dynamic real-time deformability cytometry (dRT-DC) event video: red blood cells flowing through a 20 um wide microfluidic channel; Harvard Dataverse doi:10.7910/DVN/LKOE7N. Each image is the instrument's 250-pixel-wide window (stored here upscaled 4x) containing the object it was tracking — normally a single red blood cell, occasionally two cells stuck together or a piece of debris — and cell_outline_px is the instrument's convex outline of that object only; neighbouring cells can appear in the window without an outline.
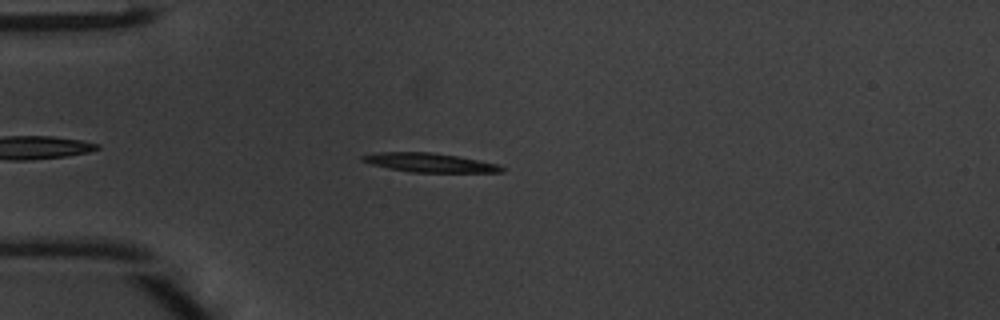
{"species": "common noctule bat (a hibernating species)", "species_latin": "Nyctalus noctula", "temperature_condition": "warm", "stored_images_in_passage": 40, "camera_frame_rate_fps": 3000, "um_per_image_px": 0.085, "animal": {"sex": "male", "body_mass_g": 20.1, "forearm_length_mm": 53.5}, "frame": {"image": 1, "passage_image": 5, "time_ms": 1.333, "image_size_px": [1000, 320], "cell_outline_px": [[504, 172], [408, 172], [388, 168], [372, 164], [360, 160], [360, 156], [380, 152], [432, 152], [480, 160], [500, 164], [504, 168]], "centroid_in_image_um": [36.53, 13.82], "position_along_channel_um": 48.5, "area_um2": 15.43}}
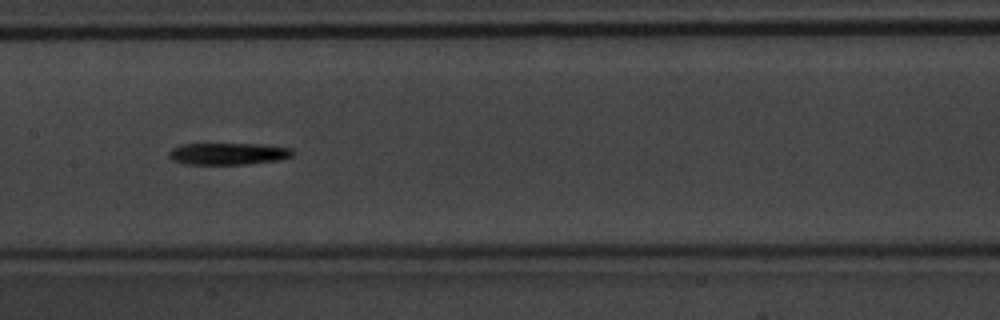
{"frame": {"image": 2, "passage_image": 16, "time_ms": 5.0, "image_size_px": [1000, 320], "cell_outline_px": [[296, 152], [292, 156], [280, 160], [248, 164], [188, 164], [172, 160], [168, 156], [168, 152], [172, 148], [180, 144], [260, 144], [292, 148]], "centroid_in_image_um": [19.42, 13.06], "position_along_channel_um": 188.0, "area_um2": 15.9}}
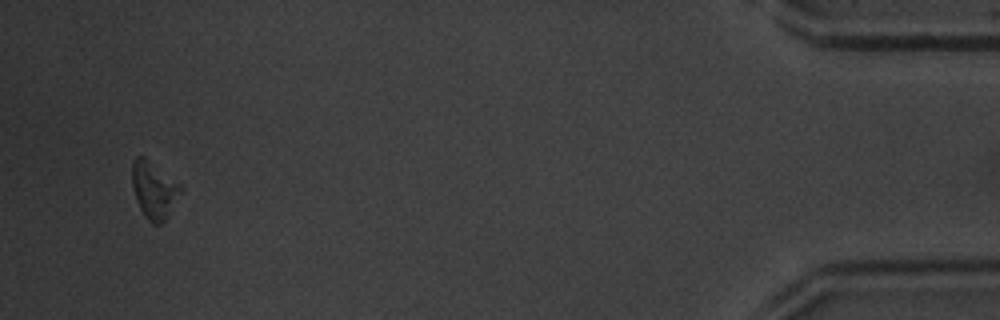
{"frame": {"image": 3, "passage_image": 38, "time_ms": 12.333, "image_size_px": [1000, 320], "cell_outline_px": [[184, 188], [164, 220], [160, 224], [152, 224], [144, 216], [140, 208], [132, 188], [132, 160], [136, 156], [144, 156], [180, 184]], "centroid_in_image_um": [13.07, 16.13], "position_along_channel_um": 422.1, "area_um2": 15.95}, "authors_computed_cell_mechanics": {"area_um2": 15.895, "velocity_mm_per_s": 4.2267, "shape_relaxation_time_tau1_ms": 2.822, "shape_relaxation_time_tau2_ms": null, "deformation_change_tau1": 0.1613, "deformation_change_tau2": null}}